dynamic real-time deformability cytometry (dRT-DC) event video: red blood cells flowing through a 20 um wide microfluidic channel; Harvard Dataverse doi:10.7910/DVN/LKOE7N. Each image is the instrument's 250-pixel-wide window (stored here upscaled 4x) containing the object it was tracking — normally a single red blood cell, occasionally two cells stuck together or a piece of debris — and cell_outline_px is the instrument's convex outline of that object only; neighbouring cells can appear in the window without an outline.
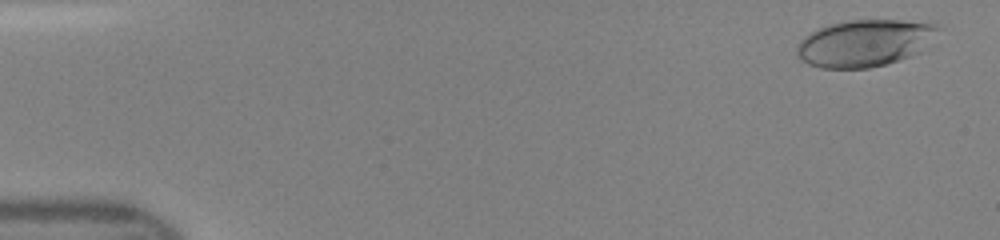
{"species": "human", "species_latin": "Homo sapiens", "temperature_condition": "room temperature", "stored_images_in_passage": 47, "camera_frame_rate_fps": 3000, "um_per_image_px": 0.085, "donor": {"sex": "female"}, "frame": {"image": 1, "passage_image": 2, "time_ms": 0.333, "image_size_px": [1000, 240], "cell_outline_px": [[940, 28], [920, 52], [912, 56], [884, 64], [868, 68], [820, 68], [808, 64], [800, 60], [796, 56], [796, 44], [804, 36], [828, 24], [848, 20], [936, 20]], "centroid_in_image_um": [73.51, 3.64], "position_along_channel_um": 11.5, "area_um2": 39.13}}
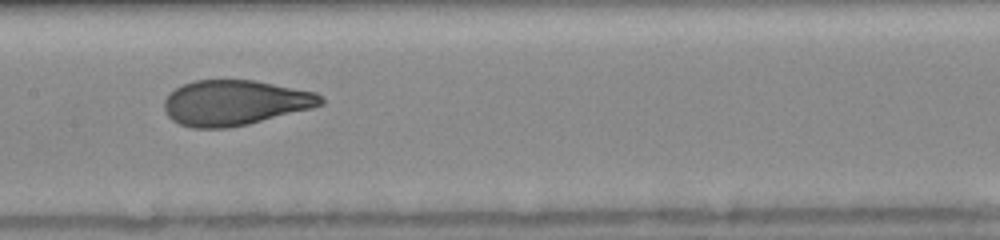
{"frame": {"image": 2, "passage_image": 24, "time_ms": 7.667, "image_size_px": [1000, 240], "cell_outline_px": [[324, 104], [312, 108], [248, 124], [228, 128], [192, 128], [180, 124], [172, 120], [168, 116], [164, 108], [164, 100], [176, 88], [184, 84], [196, 80], [252, 80], [316, 92], [324, 100]], "centroid_in_image_um": [19.96, 8.74], "position_along_channel_um": 187.4, "area_um2": 41.04}}
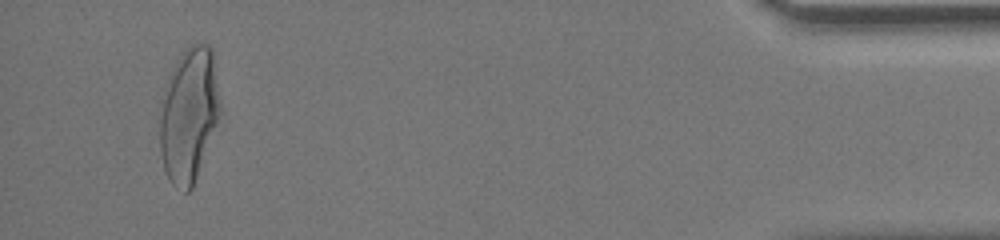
{"frame": {"image": 3, "passage_image": 45, "time_ms": 14.667, "image_size_px": [1000, 240], "cell_outline_px": [[224, 112], [192, 188], [188, 192], [184, 192], [176, 188], [172, 184], [164, 168], [160, 152], [160, 116], [164, 88], [168, 76], [180, 52], [192, 44], [208, 44], [212, 48]], "centroid_in_image_um": [16.11, 9.74], "position_along_channel_um": 419.1, "area_um2": 48.49}}